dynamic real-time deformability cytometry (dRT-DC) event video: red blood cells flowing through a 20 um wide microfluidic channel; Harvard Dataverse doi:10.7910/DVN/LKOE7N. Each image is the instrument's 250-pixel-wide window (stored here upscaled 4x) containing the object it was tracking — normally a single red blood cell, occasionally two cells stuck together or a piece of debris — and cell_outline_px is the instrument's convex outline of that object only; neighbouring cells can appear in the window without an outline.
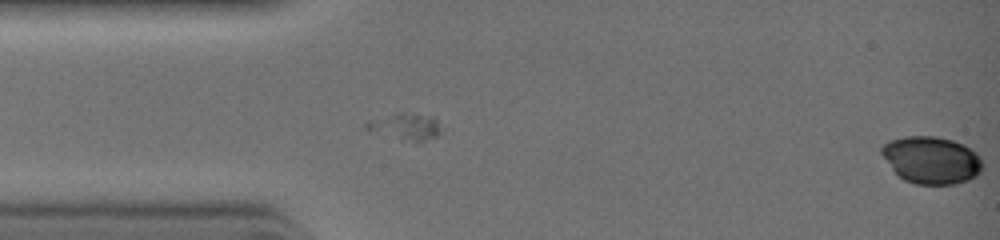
{"species": "common noctule bat (a hibernating species)", "species_latin": "Nyctalus noctula", "temperature_condition": "warm", "stored_images_in_passage": 8, "camera_frame_rate_fps": 3000, "um_per_image_px": 0.085, "animal": {"sex": "female", "body_mass_g": 19.0, "forearm_length_mm": 51.5}, "frame": {"image": 1, "passage_image": 8, "time_ms": 2.333, "image_size_px": [1000, 240], "cell_outline_px": [[980, 172], [976, 176], [968, 180], [956, 184], [916, 184], [904, 180], [892, 168], [880, 152], [880, 148], [888, 140], [904, 136], [936, 136], [952, 140], [964, 144], [976, 152], [980, 160]], "centroid_in_image_um": [79.15, 13.59], "position_along_channel_um": 5.9, "area_um2": 27.69}}